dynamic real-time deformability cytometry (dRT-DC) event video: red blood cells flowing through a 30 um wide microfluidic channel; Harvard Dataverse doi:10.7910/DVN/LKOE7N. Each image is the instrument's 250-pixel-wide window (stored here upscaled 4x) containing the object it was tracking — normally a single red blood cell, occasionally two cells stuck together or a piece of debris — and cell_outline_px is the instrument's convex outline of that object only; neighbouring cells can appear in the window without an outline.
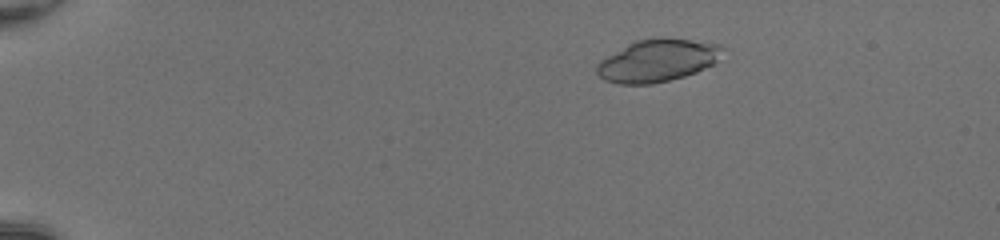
{"species": "common noctule bat (a hibernating species)", "species_latin": "Nyctalus noctula", "temperature_condition": "room temperature", "stored_images_in_passage": 52, "camera_frame_rate_fps": 3000, "um_per_image_px": 0.085, "animal": {"sex": "female", "body_mass_g": 20.0, "forearm_length_mm": 54.0}, "frame": {"image": 1, "passage_image": 11, "time_ms": 3.333, "image_size_px": [1000, 240], "cell_outline_px": [[724, 48], [716, 64], [696, 72], [684, 76], [652, 84], [620, 84], [604, 80], [596, 72], [596, 64], [600, 60], [628, 44], [636, 40], [692, 40], [720, 44]], "centroid_in_image_um": [55.89, 5.18], "position_along_channel_um": 29.1, "area_um2": 30.52}}
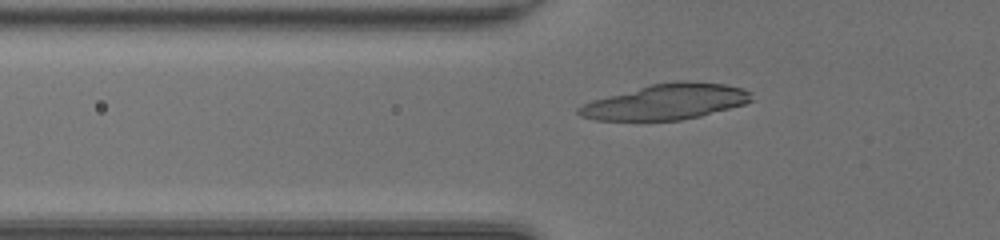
{"frame": {"image": 2, "passage_image": 21, "time_ms": 6.667, "image_size_px": [1000, 240], "cell_outline_px": [[756, 100], [744, 104], [700, 116], [680, 120], [596, 120], [580, 116], [576, 112], [576, 108], [592, 100], [652, 84], [676, 80], [688, 80], [724, 84], [744, 88], [752, 92]], "centroid_in_image_um": [56.67, 8.64], "position_along_channel_um": 69.1, "area_um2": 35.84}}